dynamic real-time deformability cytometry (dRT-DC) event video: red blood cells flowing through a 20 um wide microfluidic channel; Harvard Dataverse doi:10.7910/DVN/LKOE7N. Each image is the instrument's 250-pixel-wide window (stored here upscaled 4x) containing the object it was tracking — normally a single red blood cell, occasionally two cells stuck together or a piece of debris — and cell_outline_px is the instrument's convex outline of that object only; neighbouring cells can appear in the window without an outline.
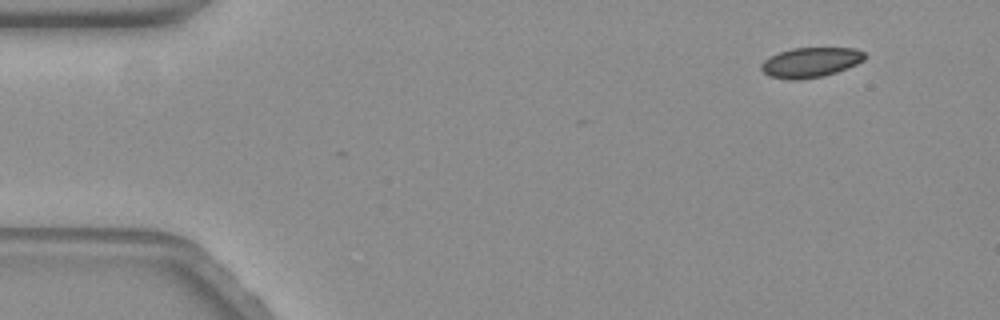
{"species": "common noctule bat (a hibernating species)", "species_latin": "Nyctalus noctula", "temperature_condition": "warm", "stored_images_in_passage": 7, "camera_frame_rate_fps": 3000, "um_per_image_px": 0.085, "animal": {"sex": "female", "body_mass_g": 19.3, "forearm_length_mm": 54.1}, "frame": {"image": 1, "passage_image": 1, "time_ms": 0.0, "image_size_px": [1000, 320], "cell_outline_px": [[868, 56], [864, 60], [856, 64], [836, 72], [824, 76], [800, 80], [788, 80], [768, 76], [760, 68], [760, 64], [764, 60], [780, 52], [792, 48], [856, 48], [864, 52]], "centroid_in_image_um": [68.9, 5.31], "position_along_channel_um": 16.1, "area_um2": 18.15}}